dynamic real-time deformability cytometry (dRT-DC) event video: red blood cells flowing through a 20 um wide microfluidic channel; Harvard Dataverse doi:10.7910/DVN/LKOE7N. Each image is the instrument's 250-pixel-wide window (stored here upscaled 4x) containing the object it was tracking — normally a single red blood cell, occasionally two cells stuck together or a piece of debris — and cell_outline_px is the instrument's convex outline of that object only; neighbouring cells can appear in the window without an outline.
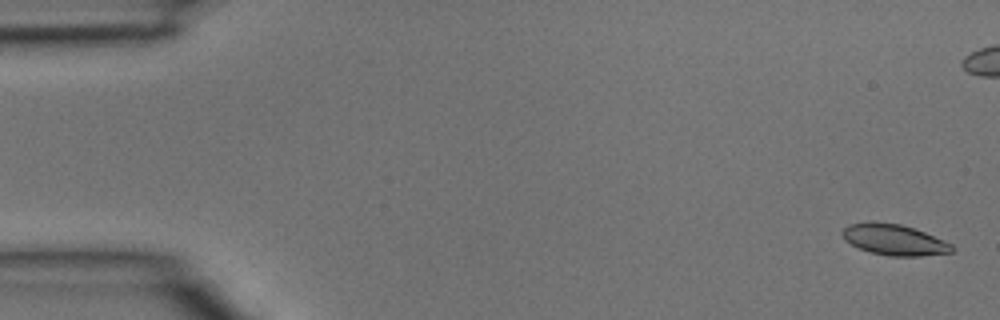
{"species": "common noctule bat (a hibernating species)", "species_latin": "Nyctalus noctula", "temperature_condition": "room temperature", "stored_images_in_passage": 6, "camera_frame_rate_fps": 3000, "um_per_image_px": 0.085, "animal": {"sex": "male", "body_mass_g": 15.6}, "frame": {"image": 1, "passage_image": 1, "time_ms": 0.0, "image_size_px": [1000, 320], "cell_outline_px": [[952, 252], [920, 256], [888, 256], [868, 252], [844, 240], [840, 232], [848, 224], [868, 220], [872, 220], [900, 224], [924, 232], [944, 240], [952, 244]], "centroid_in_image_um": [75.94, 20.36], "position_along_channel_um": 9.1, "area_um2": 19.94}}